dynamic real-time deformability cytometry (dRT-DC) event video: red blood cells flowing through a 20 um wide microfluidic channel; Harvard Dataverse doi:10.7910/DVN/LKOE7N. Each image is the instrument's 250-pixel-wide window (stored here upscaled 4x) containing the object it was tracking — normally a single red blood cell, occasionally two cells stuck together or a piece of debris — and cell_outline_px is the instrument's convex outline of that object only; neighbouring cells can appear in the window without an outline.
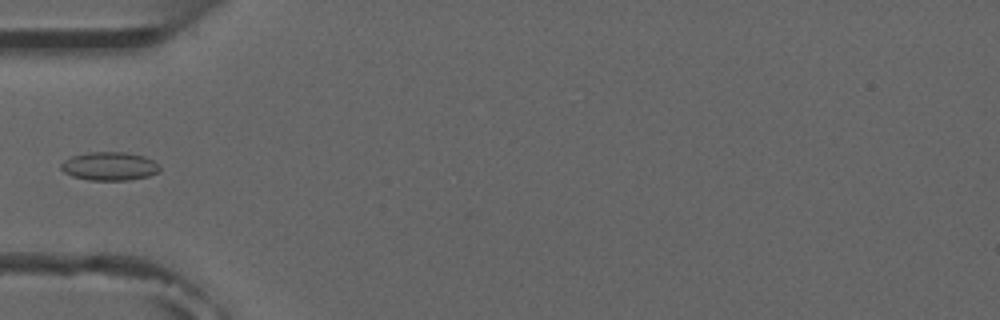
{"species": "common noctule bat (a hibernating species)", "species_latin": "Nyctalus noctula", "temperature_condition": "room temperature", "stored_images_in_passage": 6, "camera_frame_rate_fps": 3000, "um_per_image_px": 0.085, "animal": {"sex": "male", "forearm_length_mm": 52.5}, "frame": {"image": 1, "passage_image": 6, "time_ms": 5.667, "image_size_px": [1000, 320], "cell_outline_px": [[160, 172], [148, 176], [128, 180], [88, 180], [72, 176], [64, 172], [60, 168], [60, 164], [64, 160], [72, 156], [88, 152], [124, 152], [144, 156], [152, 160], [160, 168]], "centroid_in_image_um": [9.28, 14.13], "position_along_channel_um": 75.7, "area_um2": 16.36}}